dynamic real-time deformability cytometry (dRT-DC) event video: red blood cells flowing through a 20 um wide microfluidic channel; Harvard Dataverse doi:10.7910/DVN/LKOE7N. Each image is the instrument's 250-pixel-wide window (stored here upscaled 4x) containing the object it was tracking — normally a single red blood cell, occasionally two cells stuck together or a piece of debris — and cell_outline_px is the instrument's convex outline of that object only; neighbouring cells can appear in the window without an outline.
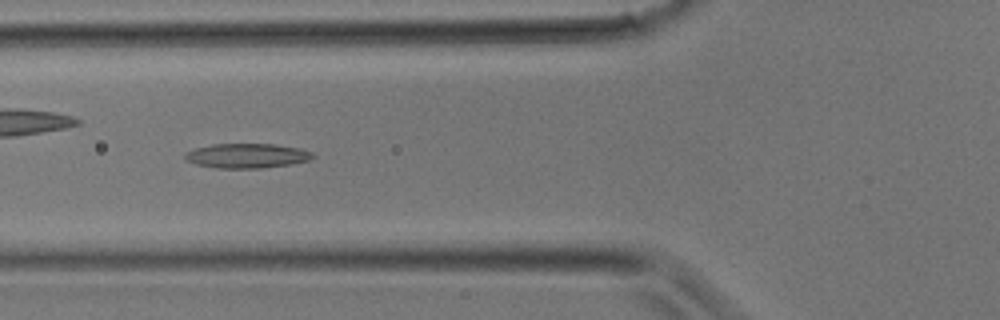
{"species": "common noctule bat (a hibernating species)", "species_latin": "Nyctalus noctula", "temperature_condition": "room temperature", "stored_images_in_passage": 23, "camera_frame_rate_fps": 3000, "um_per_image_px": 0.085, "animal": {"sex": "male", "body_mass_g": 17.9}, "frame": {"image": 1, "passage_image": 3, "time_ms": 0.667, "image_size_px": [1000, 320], "cell_outline_px": [[316, 156], [308, 160], [288, 164], [264, 168], [216, 168], [196, 164], [184, 160], [184, 152], [196, 148], [212, 144], [276, 144], [300, 148], [312, 152]], "centroid_in_image_um": [20.96, 13.23], "position_along_channel_um": 104.8, "area_um2": 18.38}}
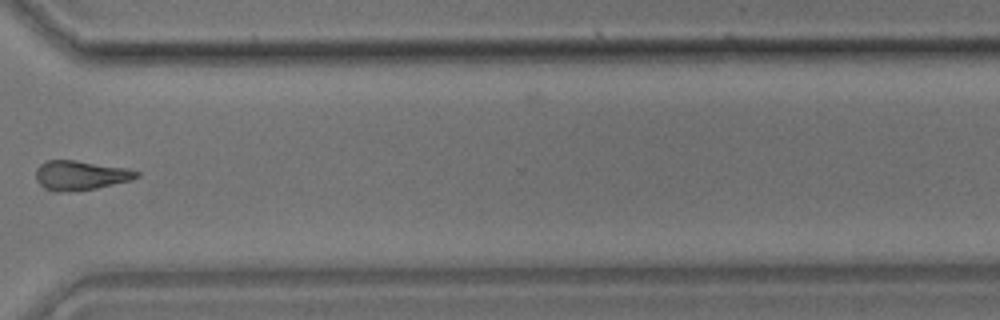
{"frame": {"image": 2, "passage_image": 15, "time_ms": 4.667, "image_size_px": [1000, 320], "cell_outline_px": [[140, 176], [132, 180], [96, 188], [68, 192], [56, 192], [44, 188], [36, 180], [36, 168], [40, 164], [48, 160], [76, 160], [128, 168], [140, 172]], "centroid_in_image_um": [6.85, 14.9], "position_along_channel_um": 363.8, "area_um2": 17.46}}